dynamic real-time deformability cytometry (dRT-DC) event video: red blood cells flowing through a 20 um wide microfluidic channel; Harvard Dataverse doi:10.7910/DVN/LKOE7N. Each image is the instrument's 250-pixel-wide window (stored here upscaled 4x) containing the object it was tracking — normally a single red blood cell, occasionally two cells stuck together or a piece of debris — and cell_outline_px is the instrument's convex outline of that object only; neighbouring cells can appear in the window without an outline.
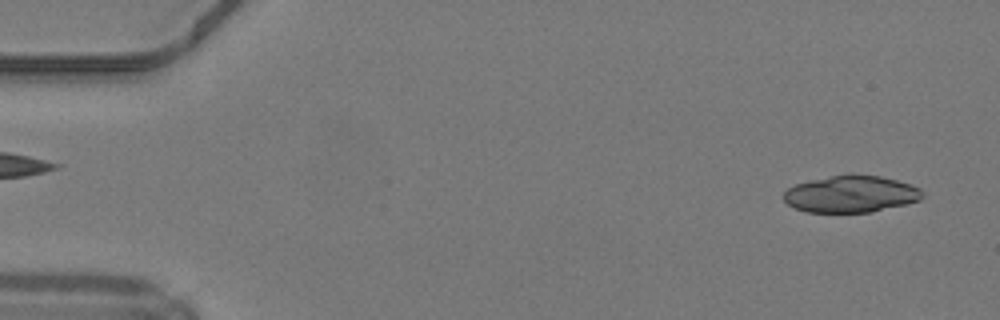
{"species": "common noctule bat (a hibernating species)", "species_latin": "Nyctalus noctula", "temperature_condition": "warm", "stored_images_in_passage": 11, "camera_frame_rate_fps": 3000, "um_per_image_px": 0.085, "animal": {"sex": "male", "body_mass_g": 19.2, "forearm_length_mm": 51.8}, "frame": {"image": 1, "passage_image": 2, "time_ms": 0.333, "image_size_px": [1000, 320], "cell_outline_px": [[924, 196], [920, 200], [872, 212], [808, 212], [796, 208], [788, 204], [784, 200], [784, 192], [788, 188], [796, 184], [812, 180], [852, 172], [880, 176], [896, 180], [920, 188], [924, 192]], "centroid_in_image_um": [72.35, 16.48], "position_along_channel_um": 12.7, "area_um2": 29.82}}